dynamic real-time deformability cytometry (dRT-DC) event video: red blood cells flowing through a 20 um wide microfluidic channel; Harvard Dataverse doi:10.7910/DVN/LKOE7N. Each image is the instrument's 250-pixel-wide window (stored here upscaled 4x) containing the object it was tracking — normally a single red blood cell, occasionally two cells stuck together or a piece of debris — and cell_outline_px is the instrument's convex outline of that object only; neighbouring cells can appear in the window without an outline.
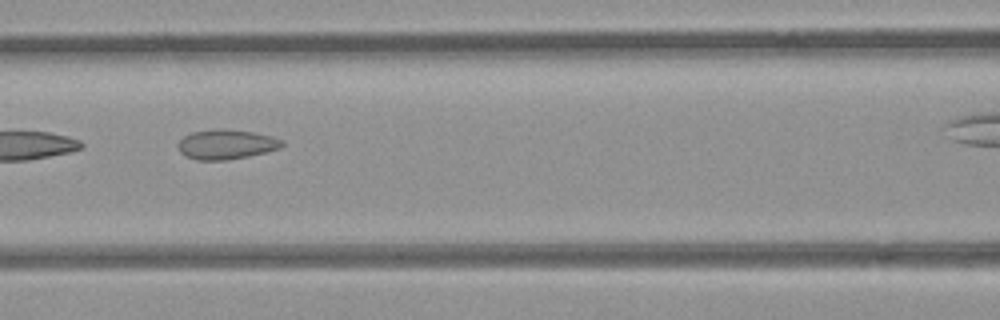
{"species": "common noctule bat (a hibernating species)", "species_latin": "Nyctalus noctula", "temperature_condition": "room temperature", "stored_images_in_passage": 6, "camera_frame_rate_fps": 3000, "um_per_image_px": 0.085, "animal": {"sex": "female", "body_mass_g": 21.9}, "frame": {"image": 1, "passage_image": 3, "time_ms": 2.333, "image_size_px": [1000, 320], "cell_outline_px": [[284, 144], [280, 148], [248, 156], [228, 160], [196, 160], [180, 152], [180, 140], [184, 136], [192, 132], [216, 128], [220, 128], [252, 132], [272, 136], [284, 140]], "centroid_in_image_um": [19.26, 12.26], "position_along_channel_um": 147.3, "area_um2": 17.86}}
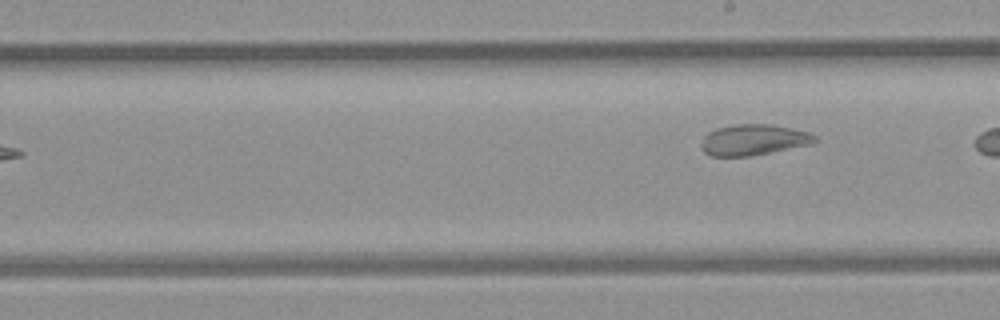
{"frame": {"image": 2, "passage_image": 6, "time_ms": 6.0, "image_size_px": [1000, 320], "cell_outline_px": [[820, 140], [812, 144], [752, 156], [712, 156], [704, 152], [700, 148], [700, 144], [704, 136], [708, 132], [716, 128], [736, 124], [768, 124], [808, 132], [816, 136]], "centroid_in_image_um": [64.04, 11.89], "position_along_channel_um": 225.0, "area_um2": 20.52}}